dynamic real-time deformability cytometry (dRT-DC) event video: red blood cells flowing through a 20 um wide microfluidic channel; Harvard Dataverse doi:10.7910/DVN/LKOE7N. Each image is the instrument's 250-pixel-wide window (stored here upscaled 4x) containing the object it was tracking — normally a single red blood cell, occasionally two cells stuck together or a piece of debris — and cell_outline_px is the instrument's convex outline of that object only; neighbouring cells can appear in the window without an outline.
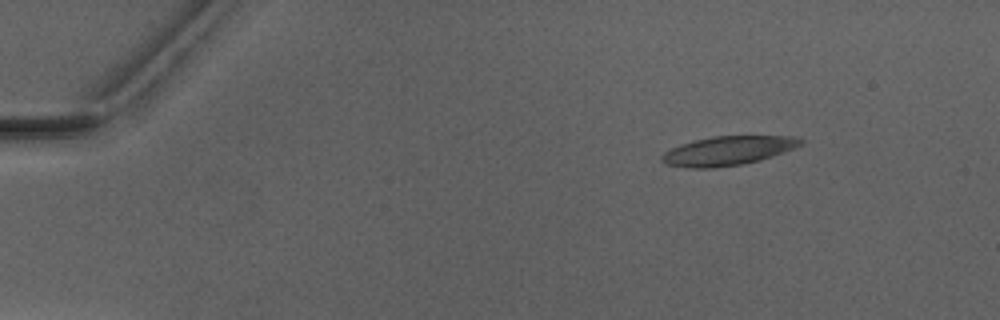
{"species": "Egyptian fruit bat (a non-hibernating species)", "species_latin": "Rousettus aegyptiacus", "temperature_condition": "warm", "stored_images_in_passage": 4, "camera_frame_rate_fps": 3000, "um_per_image_px": 0.085, "animal": {"sex": "male"}, "frame": {"image": 1, "passage_image": 2, "time_ms": 1.333, "image_size_px": [1000, 320], "cell_outline_px": [[804, 140], [796, 148], [760, 160], [740, 164], [712, 168], [688, 168], [664, 164], [660, 160], [660, 156], [664, 152], [680, 144], [712, 136], [800, 136]], "centroid_in_image_um": [61.86, 12.81], "position_along_channel_um": 23.1, "area_um2": 23.58}}
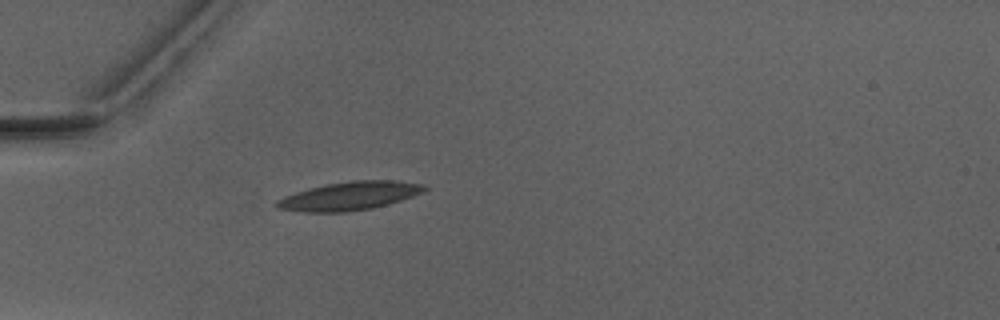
{"frame": {"image": 2, "passage_image": 4, "time_ms": 4.333, "image_size_px": [1000, 320], "cell_outline_px": [[428, 188], [412, 196], [388, 204], [372, 208], [348, 212], [304, 212], [276, 208], [272, 204], [276, 200], [284, 196], [296, 192], [328, 184], [352, 180], [396, 180], [428, 184]], "centroid_in_image_um": [29.7, 16.66], "position_along_channel_um": 55.3, "area_um2": 24.51}}